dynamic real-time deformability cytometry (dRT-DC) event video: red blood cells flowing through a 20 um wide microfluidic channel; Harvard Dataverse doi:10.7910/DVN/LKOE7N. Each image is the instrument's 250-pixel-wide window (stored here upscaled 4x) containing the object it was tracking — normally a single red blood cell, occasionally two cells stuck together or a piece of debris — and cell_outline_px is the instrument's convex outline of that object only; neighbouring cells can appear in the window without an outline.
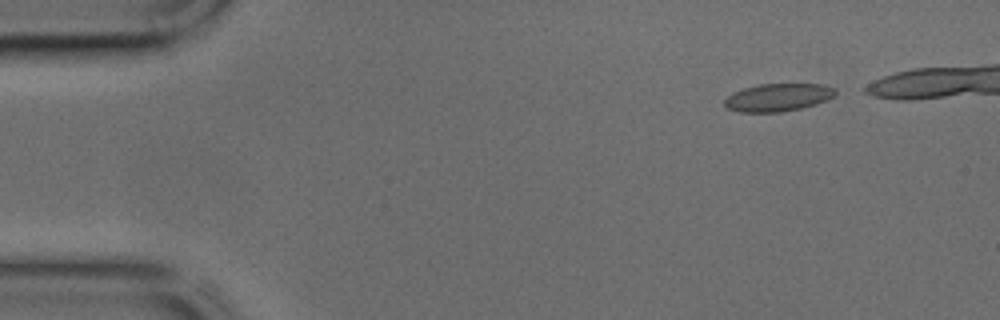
{"species": "common noctule bat (a hibernating species)", "species_latin": "Nyctalus noctula", "temperature_condition": "cold", "stored_images_in_passage": 8, "camera_frame_rate_fps": 3000, "um_per_image_px": 0.085, "animal": {"sex": "male", "body_mass_g": 17.9, "forearm_length_mm": 54.2}, "frame": {"image": 1, "passage_image": 1, "time_ms": 0.0, "image_size_px": [1000, 320], "cell_outline_px": [[836, 92], [832, 96], [816, 104], [800, 108], [780, 112], [740, 112], [728, 108], [724, 104], [724, 100], [732, 92], [744, 88], [760, 84], [824, 84], [836, 88]], "centroid_in_image_um": [66.11, 8.27], "position_along_channel_um": 18.9, "area_um2": 17.8}}